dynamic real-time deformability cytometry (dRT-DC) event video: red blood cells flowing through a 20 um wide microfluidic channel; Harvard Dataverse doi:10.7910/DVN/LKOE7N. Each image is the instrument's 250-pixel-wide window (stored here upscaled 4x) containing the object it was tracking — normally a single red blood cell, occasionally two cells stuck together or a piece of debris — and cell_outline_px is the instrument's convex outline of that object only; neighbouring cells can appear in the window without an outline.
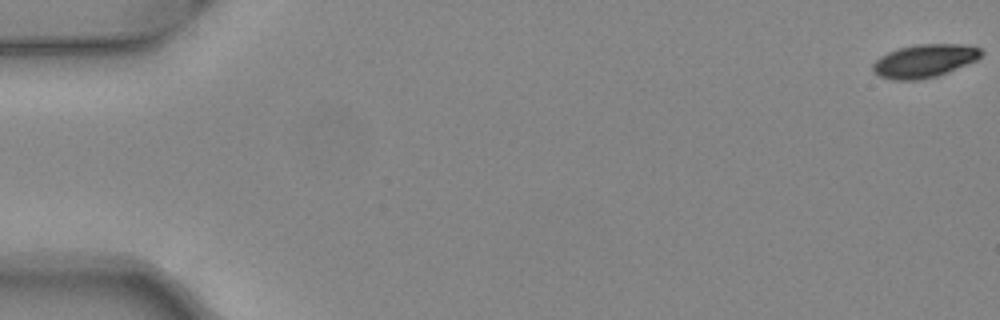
{"species": "common noctule bat (a hibernating species)", "species_latin": "Nyctalus noctula", "temperature_condition": "warm", "stored_images_in_passage": 52, "camera_frame_rate_fps": 3000, "um_per_image_px": 0.085, "animal": {"sex": "female", "body_mass_g": 24.6, "forearm_length_mm": 56.2}, "frame": {"image": 1, "passage_image": 1, "time_ms": 0.0, "image_size_px": [1000, 320], "cell_outline_px": [[984, 52], [976, 60], [936, 76], [916, 80], [896, 80], [880, 76], [872, 72], [872, 64], [880, 56], [888, 52], [900, 48], [920, 44], [964, 44], [980, 48]], "centroid_in_image_um": [78.55, 5.17], "position_along_channel_um": 6.4, "area_um2": 20.69}}
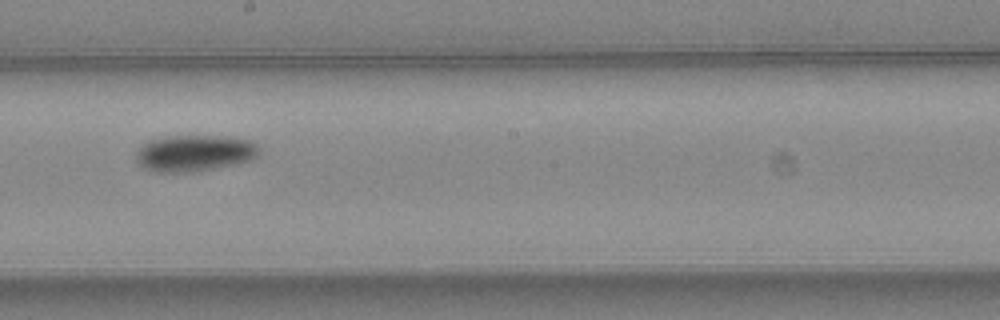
{"frame": {"image": 2, "passage_image": 30, "time_ms": 9.667, "image_size_px": [1000, 320], "cell_outline_px": [[260, 152], [252, 160], [236, 164], [196, 172], [156, 172], [144, 168], [136, 160], [136, 152], [144, 144], [152, 140], [168, 136], [228, 136], [252, 140], [260, 148]], "centroid_in_image_um": [16.58, 13.02], "position_along_channel_um": 231.6, "area_um2": 26.3}}
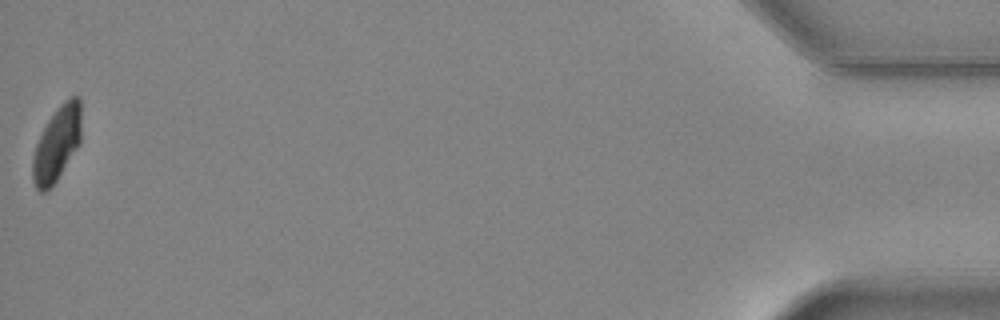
{"frame": {"image": 3, "passage_image": 52, "time_ms": 17.0, "image_size_px": [1000, 320], "cell_outline_px": [[80, 144], [56, 180], [44, 192], [40, 192], [36, 188], [32, 180], [32, 160], [36, 144], [48, 120], [60, 104], [68, 96], [80, 96]], "centroid_in_image_um": [4.83, 12.2], "position_along_channel_um": 430.4, "area_um2": 20.92}, "authors_computed_cell_mechanics": {"area_um2": 23.0333, "velocity_mm_per_s": 4.0439, "shape_relaxation_time_tau1_ms": 2.6992, "shape_relaxation_time_tau2_ms": null, "deformation_change_tau1": 0.1184, "deformation_change_tau2": null}}